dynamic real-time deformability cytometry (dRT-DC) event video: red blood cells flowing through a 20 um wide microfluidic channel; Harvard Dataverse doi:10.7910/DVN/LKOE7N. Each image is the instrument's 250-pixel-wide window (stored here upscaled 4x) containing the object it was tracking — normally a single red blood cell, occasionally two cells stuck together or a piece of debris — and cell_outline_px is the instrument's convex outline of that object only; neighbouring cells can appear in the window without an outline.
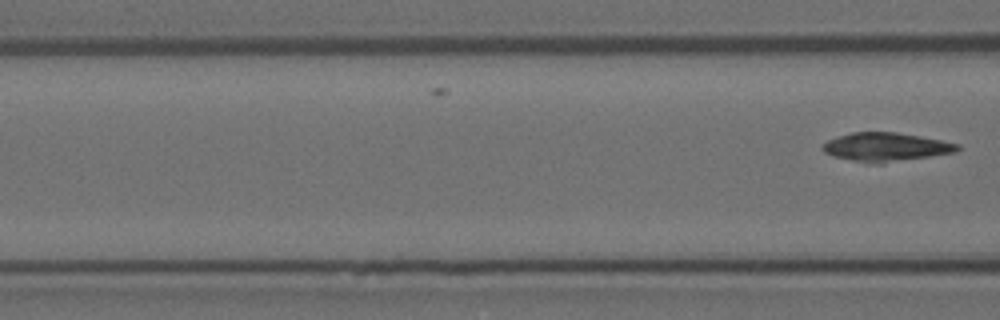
{"species": "Egyptian fruit bat (a non-hibernating species)", "species_latin": "Rousettus aegyptiacus", "temperature_condition": "room temperature", "stored_images_in_passage": 7, "segment_of_instrument_passage": [2, 2], "camera_frame_rate_fps": 3000, "um_per_image_px": 0.085, "animal": {"sex": "female"}, "frame": {"image": 1, "passage_image": 7, "time_ms": 2.0, "image_size_px": [1000, 320], "cell_outline_px": [[960, 148], [956, 152], [880, 164], [868, 164], [832, 156], [824, 152], [820, 148], [828, 140], [852, 132], [896, 132], [920, 136], [960, 144]], "centroid_in_image_um": [75.28, 12.51], "position_along_channel_um": 91.3, "area_um2": 22.6}}